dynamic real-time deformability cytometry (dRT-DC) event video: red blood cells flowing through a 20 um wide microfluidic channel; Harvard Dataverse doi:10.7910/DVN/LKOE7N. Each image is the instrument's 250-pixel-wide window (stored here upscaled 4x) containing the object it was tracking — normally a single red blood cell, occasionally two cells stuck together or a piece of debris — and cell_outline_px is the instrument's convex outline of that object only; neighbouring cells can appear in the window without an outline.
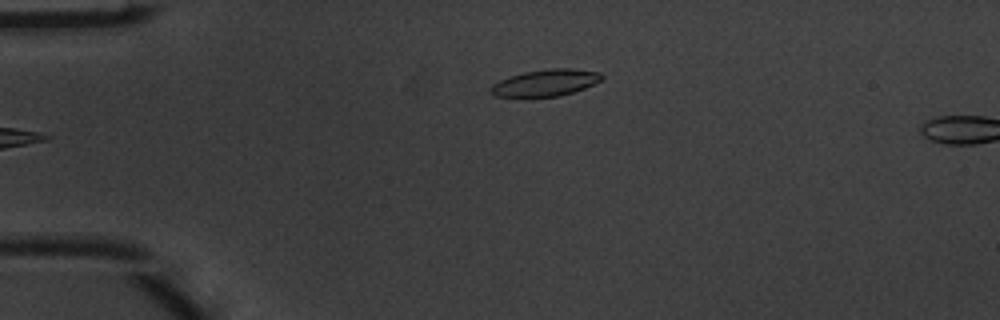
{"species": "common noctule bat (a hibernating species)", "species_latin": "Nyctalus noctula", "temperature_condition": "warm", "stored_images_in_passage": 4, "camera_frame_rate_fps": 3000, "um_per_image_px": 0.085, "animal": {"sex": "male", "body_mass_g": 20.1, "forearm_length_mm": 53.5}, "frame": {"image": 1, "passage_image": 4, "time_ms": 1.0, "image_size_px": [1000, 320], "cell_outline_px": [[604, 76], [600, 80], [584, 88], [560, 96], [524, 100], [496, 96], [488, 92], [492, 84], [508, 76], [524, 72], [548, 68], [572, 68], [600, 72]], "centroid_in_image_um": [46.27, 7.08], "position_along_channel_um": 38.7, "area_um2": 18.09}}